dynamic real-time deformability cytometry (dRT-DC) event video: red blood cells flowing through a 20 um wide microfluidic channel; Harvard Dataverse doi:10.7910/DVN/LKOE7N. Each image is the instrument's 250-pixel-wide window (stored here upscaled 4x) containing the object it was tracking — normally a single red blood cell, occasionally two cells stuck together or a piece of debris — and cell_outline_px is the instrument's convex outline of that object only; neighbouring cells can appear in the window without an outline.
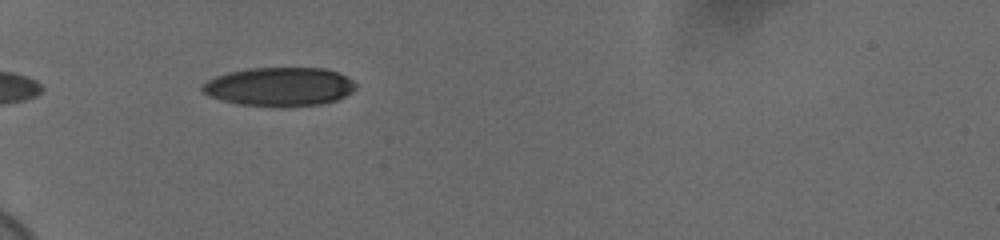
{"species": "human", "species_latin": "Homo sapiens", "temperature_condition": "cold", "stored_images_in_passage": 34, "camera_frame_rate_fps": 3000, "um_per_image_px": 0.085, "donor": {"sex": "female"}, "frame": {"image": 1, "passage_image": 1, "time_ms": 0.0, "image_size_px": [1000, 240], "cell_outline_px": [[356, 88], [352, 92], [336, 100], [324, 104], [280, 108], [240, 104], [224, 100], [212, 96], [204, 92], [200, 88], [208, 80], [216, 76], [248, 68], [324, 68], [336, 72], [352, 80], [356, 84]], "centroid_in_image_um": [23.8, 7.39], "position_along_channel_um": 61.2, "area_um2": 34.62}}
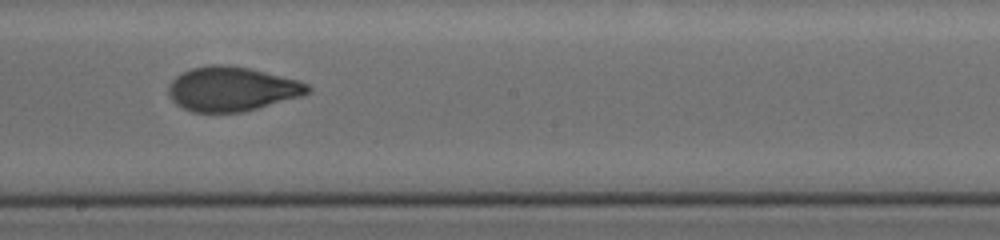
{"frame": {"image": 2, "passage_image": 16, "time_ms": 5.0, "image_size_px": [1000, 240], "cell_outline_px": [[312, 88], [308, 92], [300, 96], [244, 112], [192, 112], [176, 104], [168, 96], [168, 84], [176, 76], [192, 68], [208, 64], [224, 64], [248, 68], [296, 80], [308, 84]], "centroid_in_image_um": [19.65, 7.56], "position_along_channel_um": 228.5, "area_um2": 35.78}}
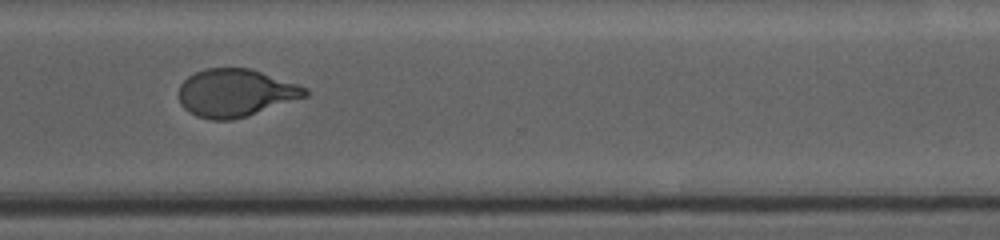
{"frame": {"image": 3, "passage_image": 26, "time_ms": 8.333, "image_size_px": [1000, 240], "cell_outline_px": [[308, 96], [232, 120], [212, 120], [196, 116], [188, 112], [180, 104], [180, 84], [188, 76], [204, 68], [248, 68], [300, 84], [308, 88]], "centroid_in_image_um": [20.02, 7.89], "position_along_channel_um": 350.6, "area_um2": 35.03}, "authors_computed_cell_mechanics": {"area_um2": 35.7782, "velocity_mm_per_s": 3.6873, "shape_relaxation_time_tau1_ms": 4.3604, "shape_relaxation_time_tau2_ms": 1.027, "deformation_change_tau1": 0.167, "deformation_change_tau2": 0.0673}}